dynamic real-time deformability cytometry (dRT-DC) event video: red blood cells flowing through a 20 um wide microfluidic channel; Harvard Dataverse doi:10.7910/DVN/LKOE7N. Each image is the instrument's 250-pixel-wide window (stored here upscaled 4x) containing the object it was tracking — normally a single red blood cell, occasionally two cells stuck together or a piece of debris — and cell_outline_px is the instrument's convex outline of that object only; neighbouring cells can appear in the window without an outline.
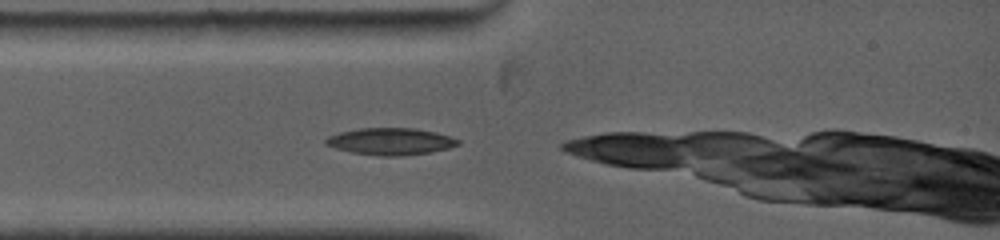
{"species": "common noctule bat (a hibernating species)", "species_latin": "Nyctalus noctula", "temperature_condition": "warm", "stored_images_in_passage": 1, "camera_frame_rate_fps": 5000, "um_per_image_px": 0.085, "animal": {"sex": "female", "body_mass_g": 19.0, "forearm_length_mm": 53.3}, "frame": {"image": 1, "passage_image": 1, "time_ms": 0.0, "image_size_px": [1000, 240], "cell_outline_px": [[460, 144], [448, 148], [428, 152], [400, 156], [380, 156], [352, 152], [336, 148], [324, 144], [324, 140], [328, 136], [340, 132], [360, 128], [412, 128], [436, 132], [460, 140]], "centroid_in_image_um": [33.17, 12.02], "position_along_channel_um": 51.8, "area_um2": 20.58}}